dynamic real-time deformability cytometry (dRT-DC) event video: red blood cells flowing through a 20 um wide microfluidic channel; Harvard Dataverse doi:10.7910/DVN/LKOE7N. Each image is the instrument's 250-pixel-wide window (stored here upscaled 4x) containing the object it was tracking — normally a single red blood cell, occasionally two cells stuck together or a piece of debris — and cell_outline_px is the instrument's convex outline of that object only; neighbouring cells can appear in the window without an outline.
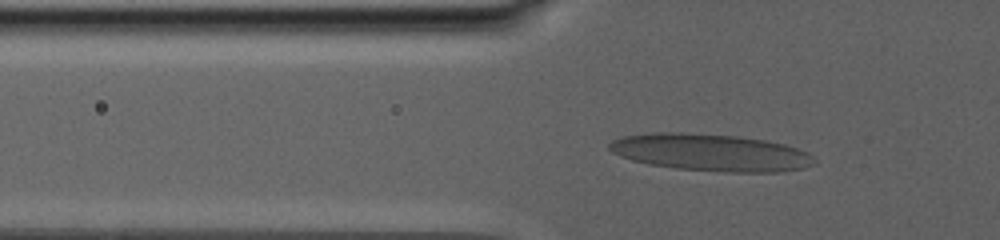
{"species": "human", "species_latin": "Homo sapiens", "temperature_condition": "warm", "stored_images_in_passage": 73, "camera_frame_rate_fps": 3000, "um_per_image_px": 0.085, "donor": {"sex": "male"}, "frame": {"image": 1, "passage_image": 53, "time_ms": 6.333, "image_size_px": [1000, 240], "cell_outline_px": [[816, 164], [804, 168], [780, 172], [724, 172], [676, 168], [648, 164], [632, 160], [620, 156], [612, 152], [608, 148], [608, 144], [612, 140], [624, 136], [656, 132], [680, 132], [736, 136], [768, 140], [784, 144], [808, 152], [816, 160]], "centroid_in_image_um": [60.43, 12.96], "position_along_channel_um": 65.4, "area_um2": 44.51}}
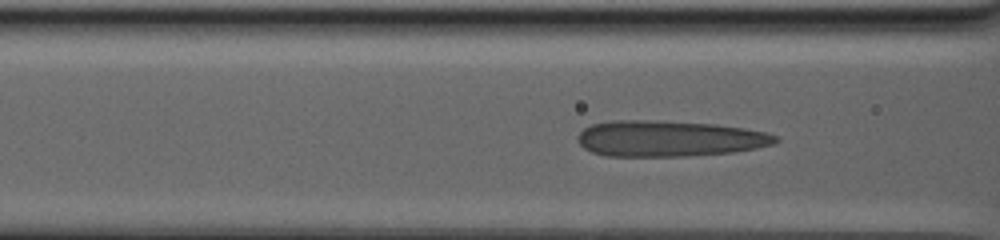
{"frame": {"image": 2, "passage_image": 66, "time_ms": 8.333, "image_size_px": [1000, 240], "cell_outline_px": [[780, 140], [776, 144], [756, 148], [732, 152], [684, 156], [604, 156], [592, 152], [584, 148], [576, 140], [576, 136], [584, 128], [592, 124], [612, 120], [656, 120], [716, 124], [744, 128], [764, 132], [776, 136]], "centroid_in_image_um": [56.85, 11.77], "position_along_channel_um": 109.8, "area_um2": 41.67}}
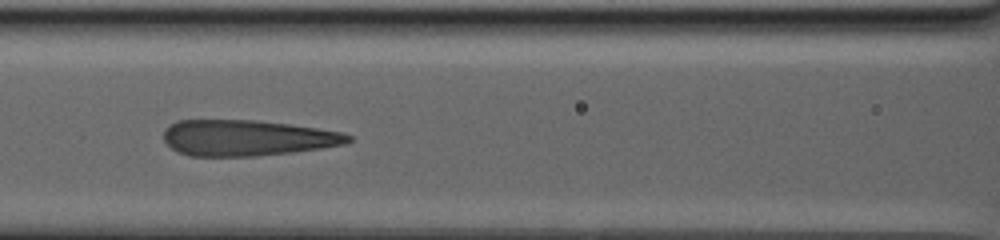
{"frame": {"image": 3, "passage_image": 72, "time_ms": 9.667, "image_size_px": [1000, 240], "cell_outline_px": [[352, 140], [344, 144], [320, 148], [292, 152], [256, 156], [188, 156], [176, 152], [164, 140], [164, 128], [168, 124], [176, 120], [256, 120], [288, 124], [316, 128], [340, 132], [352, 136]], "centroid_in_image_um": [20.94, 11.72], "position_along_channel_um": 145.7, "area_um2": 38.67}}